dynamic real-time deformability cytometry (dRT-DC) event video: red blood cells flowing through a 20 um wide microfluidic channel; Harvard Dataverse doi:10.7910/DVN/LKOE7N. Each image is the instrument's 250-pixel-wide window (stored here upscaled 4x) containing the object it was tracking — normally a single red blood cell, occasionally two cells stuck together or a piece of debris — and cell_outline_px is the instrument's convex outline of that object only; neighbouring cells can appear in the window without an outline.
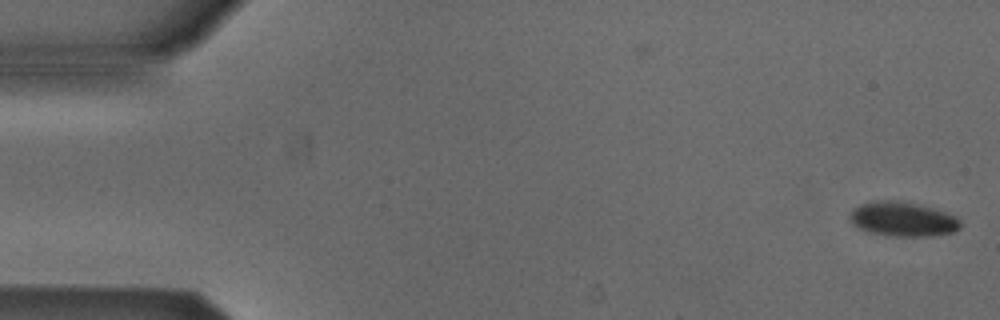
{"species": "Egyptian fruit bat (a non-hibernating species)", "species_latin": "Rousettus aegyptiacus", "temperature_condition": "cold", "stored_images_in_passage": 47, "camera_frame_rate_fps": 3000, "um_per_image_px": 0.085, "animal": {"sex": "male"}, "frame": {"image": 1, "passage_image": 1, "time_ms": 0.0, "image_size_px": [1000, 320], "cell_outline_px": [[960, 228], [952, 232], [932, 236], [896, 236], [868, 232], [852, 224], [848, 216], [852, 208], [860, 204], [872, 200], [896, 200], [916, 204], [932, 208], [956, 216], [960, 220]], "centroid_in_image_um": [76.69, 18.62], "position_along_channel_um": 8.3, "area_um2": 22.25}}
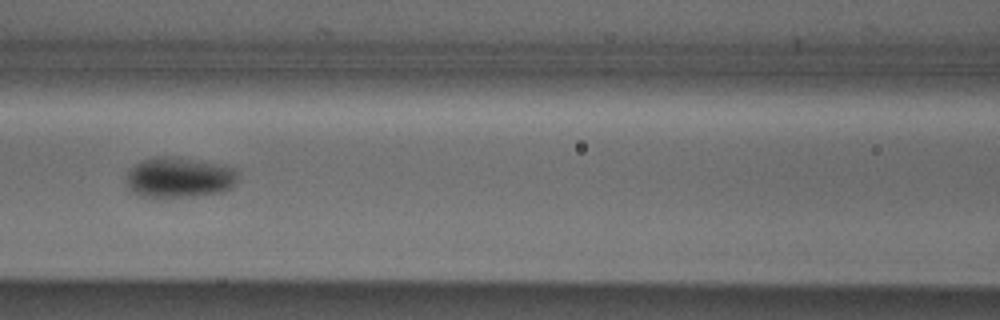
{"frame": {"image": 2, "passage_image": 23, "time_ms": 7.333, "image_size_px": [1000, 320], "cell_outline_px": [[236, 180], [232, 188], [224, 192], [192, 196], [140, 196], [132, 192], [128, 188], [124, 180], [128, 168], [144, 160], [156, 156], [176, 156], [200, 160], [236, 168]], "centroid_in_image_um": [15.2, 15.07], "position_along_channel_um": 151.4, "area_um2": 26.53}}
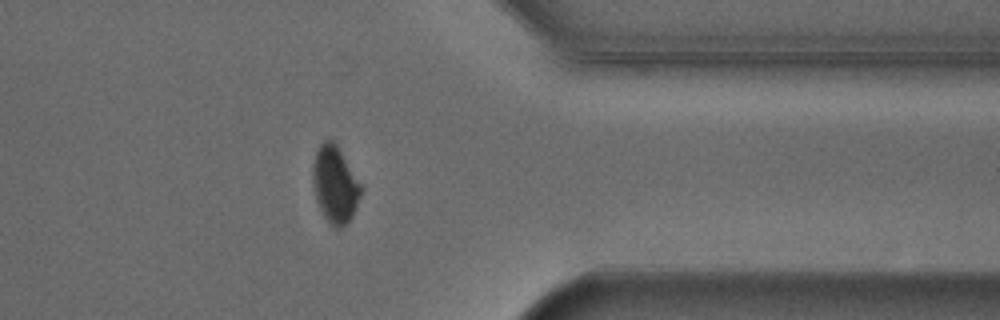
{"frame": {"image": 3, "passage_image": 42, "time_ms": 13.667, "image_size_px": [1000, 320], "cell_outline_px": [[364, 188], [352, 216], [340, 228], [336, 228], [324, 216], [316, 200], [312, 180], [312, 164], [316, 148], [324, 140], [332, 140], [336, 144]], "centroid_in_image_um": [28.46, 15.64], "position_along_channel_um": 382.9, "area_um2": 21.5}, "authors_computed_cell_mechanics": {"area_um2": 23.4668, "velocity_mm_per_s": 3.8667, "shape_relaxation_time_tau1_ms": 3.694, "shape_relaxation_time_tau2_ms": null, "deformation_change_tau1": 0.0706, "deformation_change_tau2": null}}